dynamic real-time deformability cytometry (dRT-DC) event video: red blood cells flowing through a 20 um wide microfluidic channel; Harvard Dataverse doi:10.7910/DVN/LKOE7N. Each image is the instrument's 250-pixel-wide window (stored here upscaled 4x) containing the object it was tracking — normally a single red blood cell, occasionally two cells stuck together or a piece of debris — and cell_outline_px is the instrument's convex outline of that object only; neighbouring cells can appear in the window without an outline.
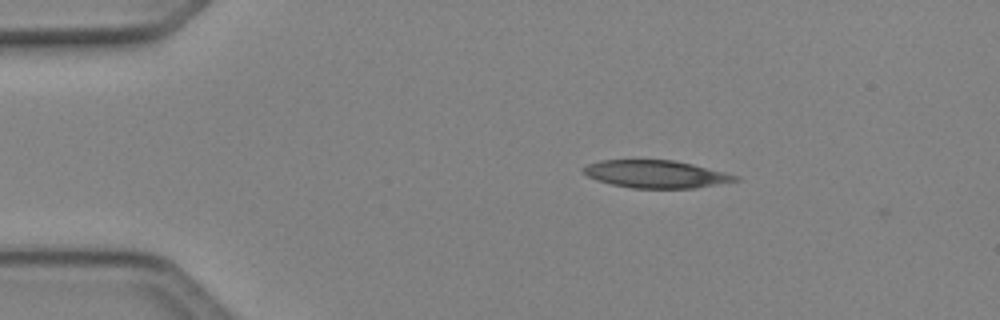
{"species": "Egyptian fruit bat (a non-hibernating species)", "species_latin": "Rousettus aegyptiacus", "temperature_condition": "cold", "stored_images_in_passage": 41, "camera_frame_rate_fps": 3000, "um_per_image_px": 0.085, "animal": {"sex": "female"}, "frame": {"image": 1, "passage_image": 1, "time_ms": 0.0, "image_size_px": [1000, 320], "cell_outline_px": [[740, 180], [696, 188], [632, 188], [612, 184], [596, 180], [588, 176], [580, 168], [588, 164], [600, 160], [672, 160], [692, 164], [740, 176]], "centroid_in_image_um": [55.75, 14.8], "position_along_channel_um": 29.3, "area_um2": 24.33}}
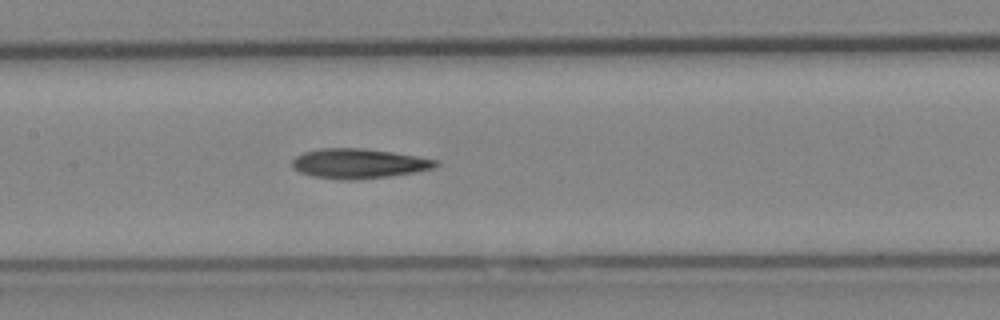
{"frame": {"image": 2, "passage_image": 16, "time_ms": 5.0, "image_size_px": [1000, 320], "cell_outline_px": [[440, 164], [432, 168], [416, 172], [388, 176], [356, 180], [340, 180], [312, 176], [300, 172], [292, 168], [292, 160], [296, 156], [304, 152], [320, 148], [364, 148], [392, 152], [440, 160]], "centroid_in_image_um": [30.48, 13.9], "position_along_channel_um": 176.9, "area_um2": 25.03}}
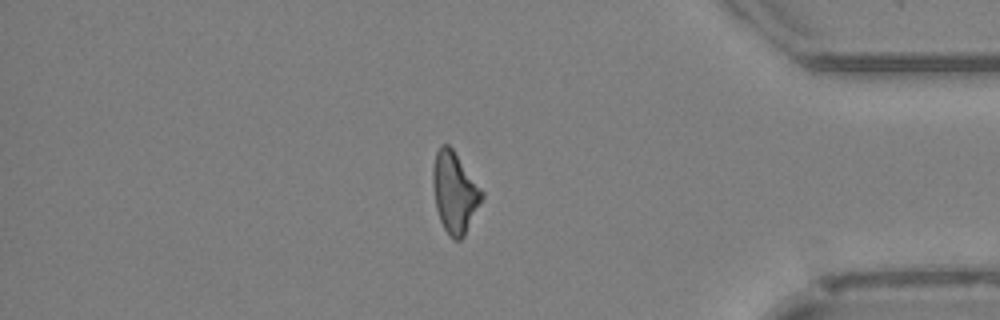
{"frame": {"image": 3, "passage_image": 34, "time_ms": 11.0, "image_size_px": [1000, 320], "cell_outline_px": [[484, 196], [464, 236], [460, 240], [452, 240], [444, 228], [440, 220], [436, 208], [432, 184], [432, 168], [436, 152], [440, 144], [448, 144], [452, 148], [484, 192]], "centroid_in_image_um": [38.63, 16.35], "position_along_channel_um": 396.6, "area_um2": 23.06}, "authors_computed_cell_mechanics": {"area_um2": 23.987, "velocity_mm_per_s": 4.1295, "shape_relaxation_time_tau1_ms": 10.357, "shape_relaxation_time_tau2_ms": null, "deformation_change_tau1": 0.2313, "deformation_change_tau2": null}}